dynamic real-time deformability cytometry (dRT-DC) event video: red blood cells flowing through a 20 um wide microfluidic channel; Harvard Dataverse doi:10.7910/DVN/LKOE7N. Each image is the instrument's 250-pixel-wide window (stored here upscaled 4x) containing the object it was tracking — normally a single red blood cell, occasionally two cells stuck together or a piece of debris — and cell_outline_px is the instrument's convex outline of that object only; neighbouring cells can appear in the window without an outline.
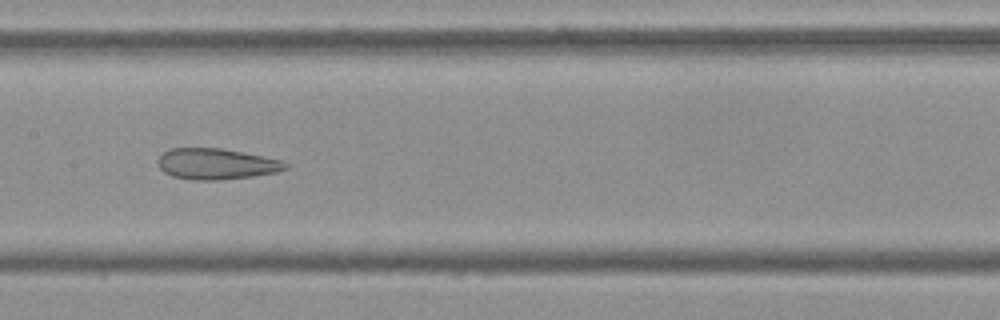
{"species": "Egyptian fruit bat (a non-hibernating species)", "species_latin": "Rousettus aegyptiacus", "temperature_condition": "cold", "stored_images_in_passage": 47, "camera_frame_rate_fps": 3000, "um_per_image_px": 0.085, "frame": {"image": 1, "passage_image": 20, "time_ms": 6.333, "image_size_px": [1000, 320], "cell_outline_px": [[288, 168], [276, 172], [252, 176], [220, 180], [192, 180], [172, 176], [164, 172], [156, 164], [156, 160], [168, 148], [220, 148], [264, 156], [280, 160], [288, 164]], "centroid_in_image_um": [18.34, 13.93], "position_along_channel_um": 189.1, "area_um2": 23.06}}
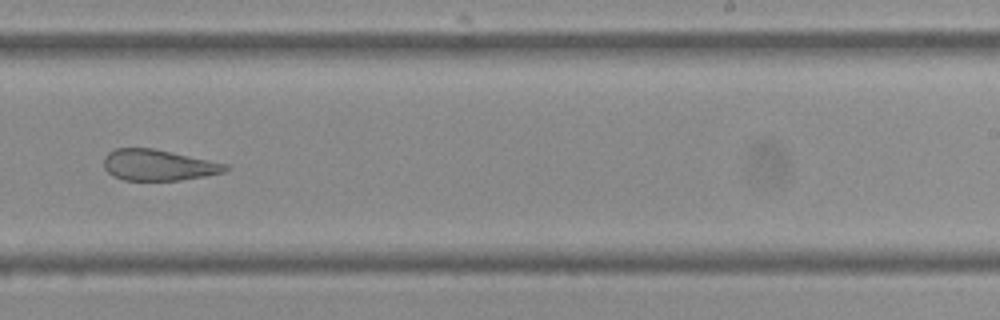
{"frame": {"image": 2, "passage_image": 27, "time_ms": 8.667, "image_size_px": [1000, 320], "cell_outline_px": [[228, 168], [224, 172], [204, 176], [180, 180], [124, 180], [112, 176], [104, 168], [104, 156], [108, 152], [116, 148], [152, 148], [228, 164]], "centroid_in_image_um": [13.41, 14.03], "position_along_channel_um": 275.6, "area_um2": 21.85}}
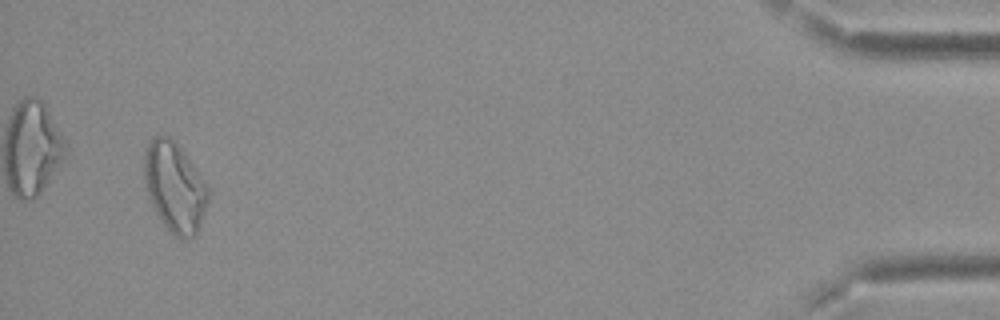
{"frame": {"image": 3, "passage_image": 45, "time_ms": 14.667, "image_size_px": [1000, 320], "cell_outline_px": [[208, 200], [200, 228], [196, 236], [188, 240], [184, 240], [168, 232], [156, 212], [148, 196], [144, 180], [144, 152], [152, 136], [168, 136], [184, 152], [208, 184]], "centroid_in_image_um": [14.86, 15.95], "position_along_channel_um": 420.3, "area_um2": 33.7}, "authors_computed_cell_mechanics": {"area_um2": 26.1834, "velocity_mm_per_s": 3.7204, "shape_relaxation_time_tau1_ms": null, "shape_relaxation_time_tau2_ms": 3.3692, "deformation_change_tau1": null, "deformation_change_tau2": 0.127}}